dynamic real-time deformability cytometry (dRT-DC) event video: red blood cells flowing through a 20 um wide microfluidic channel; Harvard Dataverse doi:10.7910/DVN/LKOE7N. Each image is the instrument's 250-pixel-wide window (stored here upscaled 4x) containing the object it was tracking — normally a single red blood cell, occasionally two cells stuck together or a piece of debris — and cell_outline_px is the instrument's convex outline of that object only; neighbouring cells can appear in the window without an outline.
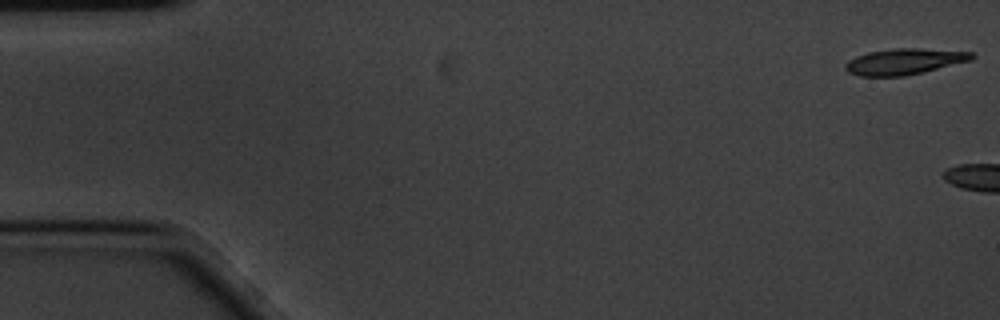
{"species": "common noctule bat (a hibernating species)", "species_latin": "Nyctalus noctula", "temperature_condition": "cold", "stored_images_in_passage": 7, "camera_frame_rate_fps": 3000, "um_per_image_px": 0.085, "animal": {"sex": "male", "body_mass_g": 20.1, "forearm_length_mm": 53.5}, "frame": {"image": 1, "passage_image": 1, "time_ms": 0.0, "image_size_px": [1000, 320], "cell_outline_px": [[976, 56], [972, 60], [904, 76], [860, 76], [848, 72], [844, 68], [844, 64], [848, 60], [856, 56], [868, 52], [892, 48], [920, 48], [972, 52]], "centroid_in_image_um": [76.84, 5.22], "position_along_channel_um": 8.2, "area_um2": 19.13}}
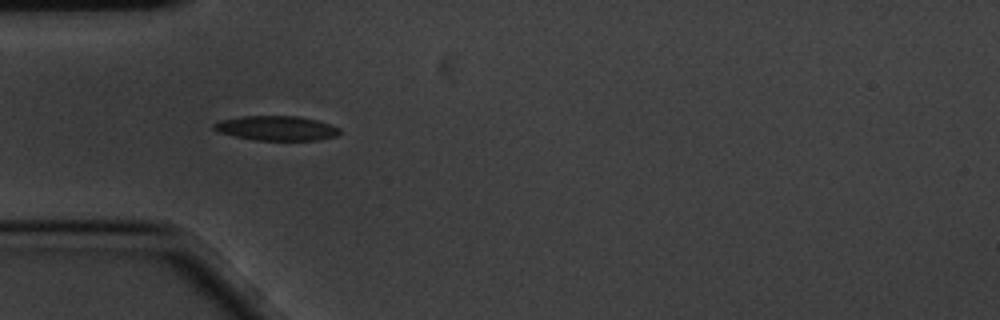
{"frame": {"image": 2, "passage_image": 6, "time_ms": 1.667, "image_size_px": [1000, 320], "cell_outline_px": [[340, 132], [336, 136], [320, 140], [252, 140], [220, 132], [212, 128], [212, 124], [220, 120], [244, 116], [296, 116], [316, 120], [340, 128]], "centroid_in_image_um": [23.49, 10.9], "position_along_channel_um": 61.5, "area_um2": 17.92}}
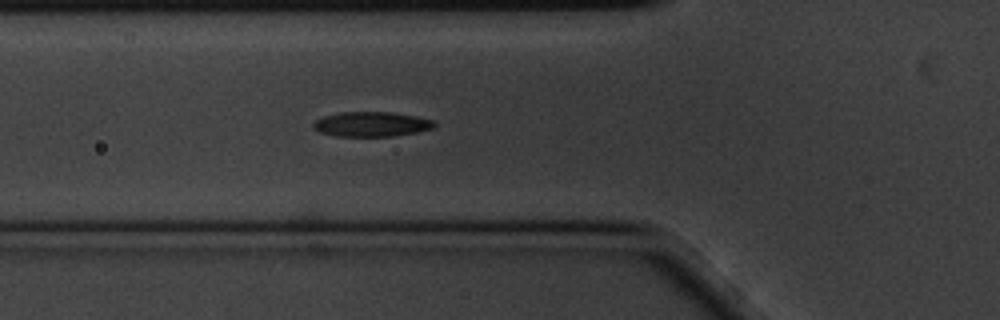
{"frame": {"image": 3, "passage_image": 7, "time_ms": 2.0, "image_size_px": [1000, 320], "cell_outline_px": [[436, 124], [432, 128], [416, 132], [392, 136], [336, 136], [320, 132], [312, 128], [312, 124], [316, 120], [324, 116], [340, 112], [392, 112], [416, 116], [432, 120]], "centroid_in_image_um": [31.54, 10.55], "position_along_channel_um": 94.3, "area_um2": 17.4}}